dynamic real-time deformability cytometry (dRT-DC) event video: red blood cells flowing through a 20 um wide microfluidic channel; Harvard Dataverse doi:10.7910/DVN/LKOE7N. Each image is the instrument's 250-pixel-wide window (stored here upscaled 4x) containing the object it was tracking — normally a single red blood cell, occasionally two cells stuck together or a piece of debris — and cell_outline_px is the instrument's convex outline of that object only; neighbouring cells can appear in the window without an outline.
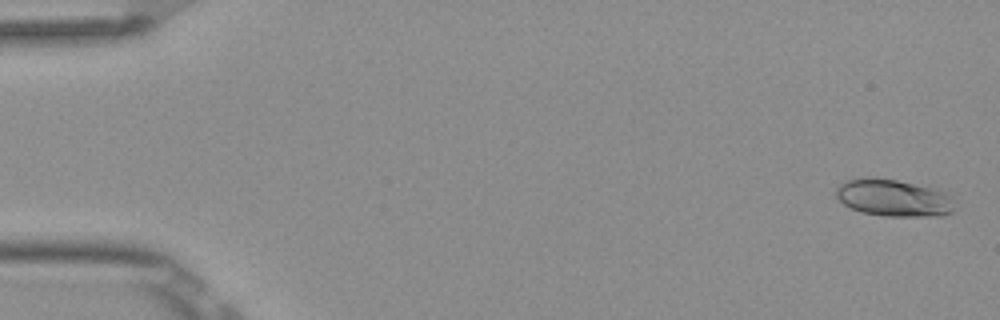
{"species": "Egyptian fruit bat (a non-hibernating species)", "species_latin": "Rousettus aegyptiacus", "temperature_condition": "room temperature", "stored_images_in_passage": 6, "camera_frame_rate_fps": 3000, "um_per_image_px": 0.085, "frame": {"image": 1, "passage_image": 1, "time_ms": 0.0, "image_size_px": [1000, 320], "cell_outline_px": [[952, 212], [944, 216], [884, 216], [860, 212], [844, 204], [836, 196], [836, 188], [844, 180], [864, 176], [872, 176], [896, 180], [932, 188], [944, 192], [948, 196], [952, 208]], "centroid_in_image_um": [75.86, 16.81], "position_along_channel_um": 9.1, "area_um2": 25.55}}
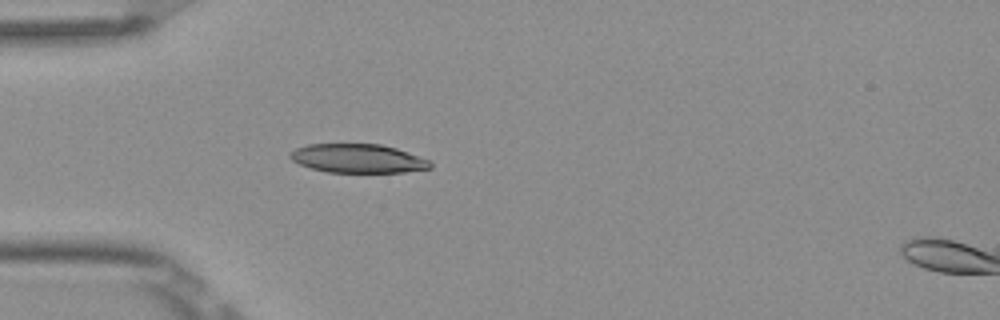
{"frame": {"image": 2, "passage_image": 5, "time_ms": 1.333, "image_size_px": [1000, 320], "cell_outline_px": [[432, 168], [404, 172], [328, 172], [312, 168], [300, 164], [292, 160], [288, 156], [288, 152], [296, 148], [308, 144], [380, 144], [396, 148], [432, 160]], "centroid_in_image_um": [30.44, 13.46], "position_along_channel_um": 54.6, "area_um2": 23.64}}